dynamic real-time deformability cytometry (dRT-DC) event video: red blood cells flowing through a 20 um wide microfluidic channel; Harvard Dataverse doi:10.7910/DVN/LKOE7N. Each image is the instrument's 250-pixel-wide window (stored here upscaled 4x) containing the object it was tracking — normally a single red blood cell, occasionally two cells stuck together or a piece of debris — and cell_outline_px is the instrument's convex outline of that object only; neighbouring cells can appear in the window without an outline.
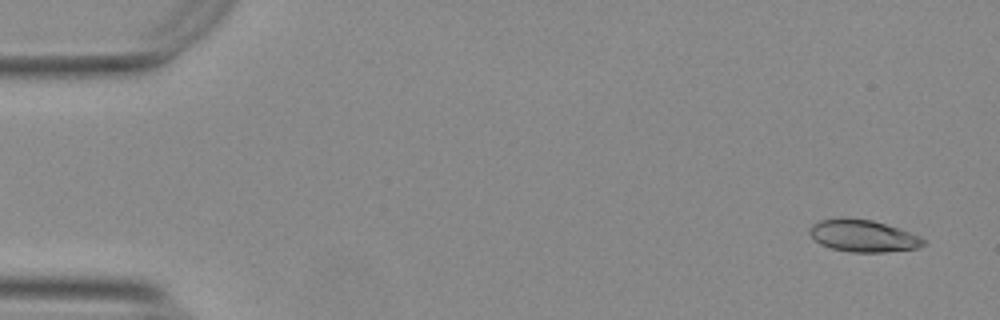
{"species": "Egyptian fruit bat (a non-hibernating species)", "species_latin": "Rousettus aegyptiacus", "temperature_condition": "warm", "stored_images_in_passage": 53, "camera_frame_rate_fps": 3000, "um_per_image_px": 0.085, "animal": {"sex": "female"}, "frame": {"image": 1, "passage_image": 3, "time_ms": 0.667, "image_size_px": [1000, 320], "cell_outline_px": [[924, 244], [920, 248], [884, 252], [852, 252], [832, 248], [820, 244], [808, 232], [808, 228], [812, 224], [820, 220], [840, 216], [844, 216], [872, 220], [920, 236], [924, 240]], "centroid_in_image_um": [73.31, 20.03], "position_along_channel_um": 11.7, "area_um2": 21.33}}
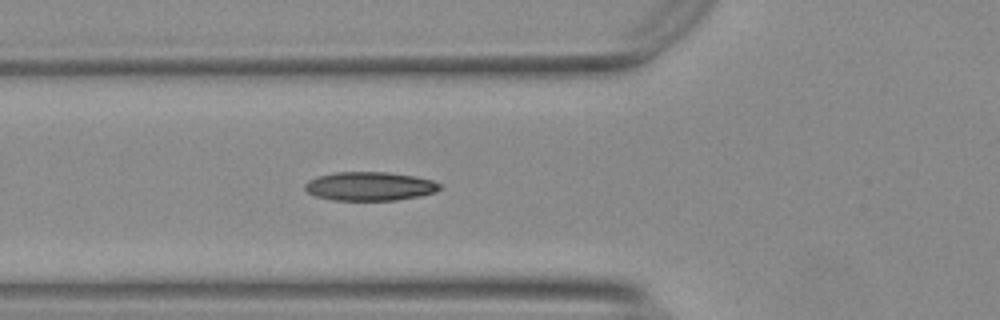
{"frame": {"image": 2, "passage_image": 20, "time_ms": 6.333, "image_size_px": [1000, 320], "cell_outline_px": [[444, 188], [436, 192], [420, 196], [396, 200], [332, 200], [316, 196], [308, 192], [304, 188], [304, 184], [308, 180], [316, 176], [336, 172], [384, 172], [412, 176], [432, 180], [440, 184]], "centroid_in_image_um": [31.42, 15.83], "position_along_channel_um": 94.4, "area_um2": 22.66}}
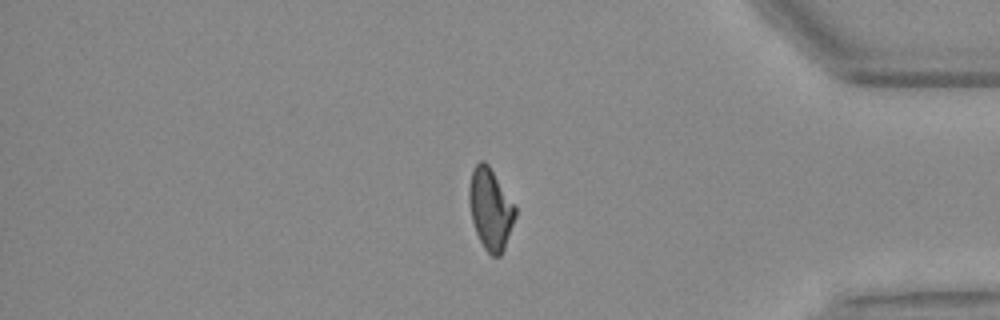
{"frame": {"image": 3, "passage_image": 46, "time_ms": 15.0, "image_size_px": [1000, 320], "cell_outline_px": [[516, 216], [504, 248], [500, 256], [492, 256], [484, 248], [476, 232], [472, 220], [468, 200], [468, 188], [472, 172], [476, 164], [480, 160], [484, 160], [488, 164], [516, 208]], "centroid_in_image_um": [41.67, 17.76], "position_along_channel_um": 393.5, "area_um2": 21.56}, "authors_computed_cell_mechanics": {"area_um2": 21.675, "velocity_mm_per_s": 3.7602, "shape_relaxation_time_tau1_ms": 7.784, "shape_relaxation_time_tau2_ms": 1.8433, "deformation_change_tau1": 0.2067, "deformation_change_tau2": 0.0818}}